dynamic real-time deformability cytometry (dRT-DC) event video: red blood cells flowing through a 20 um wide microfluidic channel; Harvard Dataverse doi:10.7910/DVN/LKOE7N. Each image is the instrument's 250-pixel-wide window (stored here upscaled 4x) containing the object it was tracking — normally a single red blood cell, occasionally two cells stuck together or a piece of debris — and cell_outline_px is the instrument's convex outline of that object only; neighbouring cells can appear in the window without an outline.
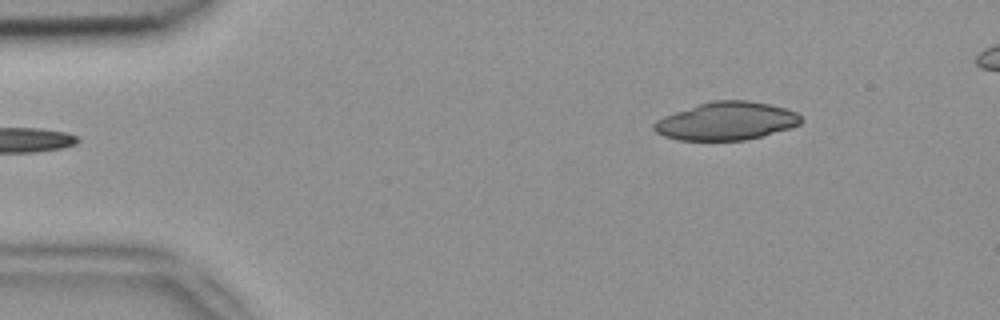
{"species": "common noctule bat (a hibernating species)", "species_latin": "Nyctalus noctula", "temperature_condition": "room temperature", "stored_images_in_passage": 5, "segment_of_instrument_passage": [2, 2], "camera_frame_rate_fps": 3000, "um_per_image_px": 0.085, "animal": {"sex": "female", "body_mass_g": 18.4}, "frame": {"image": 1, "passage_image": 5, "time_ms": 1.333, "image_size_px": [1000, 320], "cell_outline_px": [[804, 120], [800, 124], [788, 128], [760, 136], [744, 140], [680, 140], [664, 136], [656, 132], [652, 128], [652, 124], [656, 120], [664, 116], [712, 100], [748, 100], [768, 104], [784, 108], [796, 112]], "centroid_in_image_um": [61.73, 10.29], "position_along_channel_um": 23.3, "area_um2": 32.25}}